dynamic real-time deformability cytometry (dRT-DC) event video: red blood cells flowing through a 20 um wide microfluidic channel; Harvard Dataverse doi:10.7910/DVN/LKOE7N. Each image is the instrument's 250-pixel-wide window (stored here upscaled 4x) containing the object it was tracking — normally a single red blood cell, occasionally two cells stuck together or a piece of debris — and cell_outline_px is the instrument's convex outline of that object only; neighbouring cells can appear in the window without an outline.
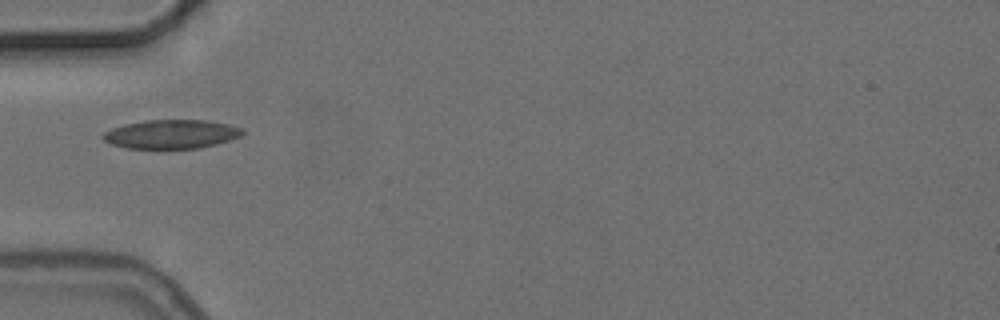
{"species": "common noctule bat (a hibernating species)", "species_latin": "Nyctalus noctula", "temperature_condition": "cold", "stored_images_in_passage": 3, "camera_frame_rate_fps": 3000, "um_per_image_px": 0.085, "animal": {"sex": "female", "body_mass_g": 24.6, "forearm_length_mm": 56.2}, "frame": {"image": 1, "passage_image": 1, "time_ms": 0.0, "image_size_px": [1000, 320], "cell_outline_px": [[244, 132], [240, 136], [216, 144], [200, 148], [160, 152], [128, 148], [112, 144], [104, 140], [100, 136], [104, 132], [112, 128], [124, 124], [144, 120], [204, 120], [228, 124], [240, 128]], "centroid_in_image_um": [14.49, 11.45], "position_along_channel_um": 70.5, "area_um2": 24.33}}
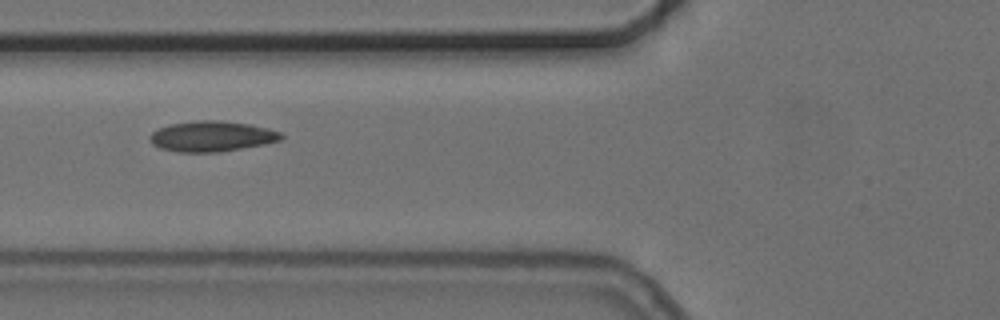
{"frame": {"image": 2, "passage_image": 2, "time_ms": 1.0, "image_size_px": [1000, 320], "cell_outline_px": [[284, 136], [280, 140], [264, 144], [220, 152], [176, 152], [160, 148], [152, 144], [148, 140], [148, 136], [152, 132], [168, 124], [200, 120], [220, 120], [252, 124], [268, 128], [280, 132]], "centroid_in_image_um": [17.98, 11.58], "position_along_channel_um": 107.8, "area_um2": 23.52}}
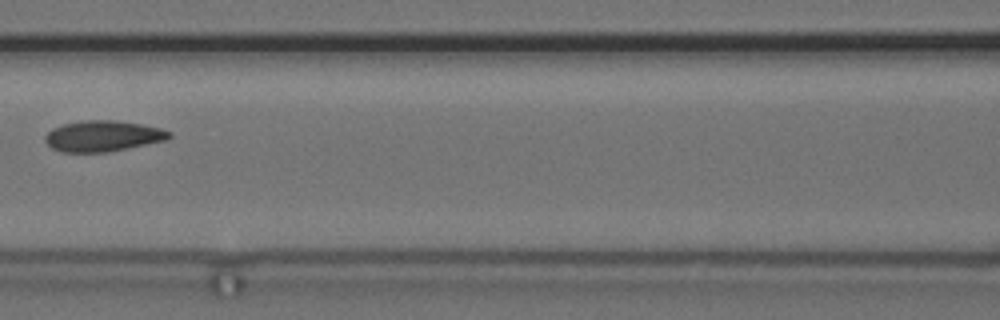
{"frame": {"image": 3, "passage_image": 3, "time_ms": 2.333, "image_size_px": [1000, 320], "cell_outline_px": [[172, 136], [168, 140], [108, 152], [60, 152], [52, 148], [44, 140], [44, 136], [52, 128], [64, 124], [80, 120], [116, 120], [144, 124], [160, 128], [172, 132]], "centroid_in_image_um": [8.77, 11.56], "position_along_channel_um": 157.8, "area_um2": 22.6}}